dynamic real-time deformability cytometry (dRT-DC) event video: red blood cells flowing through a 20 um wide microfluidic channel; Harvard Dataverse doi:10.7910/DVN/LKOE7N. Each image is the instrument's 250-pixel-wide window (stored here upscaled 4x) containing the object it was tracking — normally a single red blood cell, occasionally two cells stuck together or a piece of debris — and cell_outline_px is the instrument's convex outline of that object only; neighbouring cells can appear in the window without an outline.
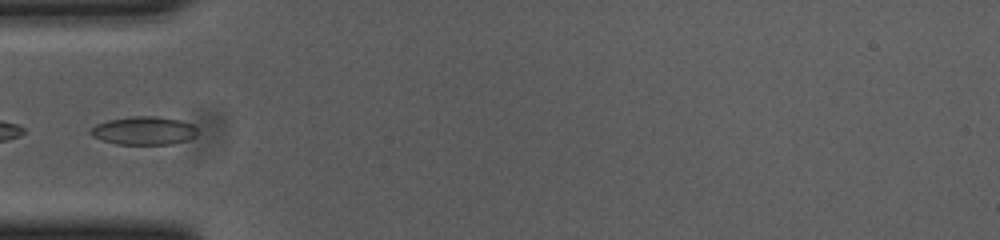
{"species": "common noctule bat (a hibernating species)", "species_latin": "Nyctalus noctula", "temperature_condition": "cold", "stored_images_in_passage": 36, "camera_frame_rate_fps": 3000, "um_per_image_px": 0.085, "animal": {"sex": "female", "body_mass_g": 23.0, "forearm_length_mm": 53.4}, "frame": {"image": 1, "passage_image": 1, "time_ms": 0.0, "image_size_px": [1000, 240], "cell_outline_px": [[196, 136], [188, 140], [172, 144], [116, 144], [92, 136], [88, 132], [96, 124], [108, 120], [132, 116], [156, 116], [180, 120], [192, 124], [196, 128]], "centroid_in_image_um": [12.23, 11.1], "position_along_channel_um": 72.8, "area_um2": 17.57}}